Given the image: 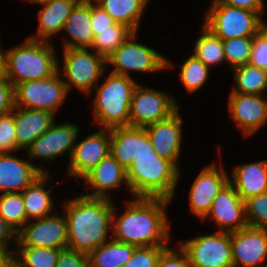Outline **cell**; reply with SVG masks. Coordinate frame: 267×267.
I'll return each mask as SVG.
<instances>
[{
	"instance_id": "obj_1",
	"label": "cell",
	"mask_w": 267,
	"mask_h": 267,
	"mask_svg": "<svg viewBox=\"0 0 267 267\" xmlns=\"http://www.w3.org/2000/svg\"><path fill=\"white\" fill-rule=\"evenodd\" d=\"M126 203L121 216L112 214L113 240L136 247L167 245L169 224L165 208L172 200L158 197H134Z\"/></svg>"
},
{
	"instance_id": "obj_2",
	"label": "cell",
	"mask_w": 267,
	"mask_h": 267,
	"mask_svg": "<svg viewBox=\"0 0 267 267\" xmlns=\"http://www.w3.org/2000/svg\"><path fill=\"white\" fill-rule=\"evenodd\" d=\"M67 248L89 254L107 242L112 229L113 204L110 198L77 196L66 201Z\"/></svg>"
},
{
	"instance_id": "obj_3",
	"label": "cell",
	"mask_w": 267,
	"mask_h": 267,
	"mask_svg": "<svg viewBox=\"0 0 267 267\" xmlns=\"http://www.w3.org/2000/svg\"><path fill=\"white\" fill-rule=\"evenodd\" d=\"M126 172L128 188L134 197L172 200L180 177L179 169L156 152H142Z\"/></svg>"
},
{
	"instance_id": "obj_4",
	"label": "cell",
	"mask_w": 267,
	"mask_h": 267,
	"mask_svg": "<svg viewBox=\"0 0 267 267\" xmlns=\"http://www.w3.org/2000/svg\"><path fill=\"white\" fill-rule=\"evenodd\" d=\"M50 41L28 38L26 42L4 51L6 78L15 87L19 83L54 75L59 62Z\"/></svg>"
},
{
	"instance_id": "obj_5",
	"label": "cell",
	"mask_w": 267,
	"mask_h": 267,
	"mask_svg": "<svg viewBox=\"0 0 267 267\" xmlns=\"http://www.w3.org/2000/svg\"><path fill=\"white\" fill-rule=\"evenodd\" d=\"M105 82L96 87L94 116L101 128L129 126L130 103L138 83L131 77L108 74Z\"/></svg>"
},
{
	"instance_id": "obj_6",
	"label": "cell",
	"mask_w": 267,
	"mask_h": 267,
	"mask_svg": "<svg viewBox=\"0 0 267 267\" xmlns=\"http://www.w3.org/2000/svg\"><path fill=\"white\" fill-rule=\"evenodd\" d=\"M262 18L256 11L213 0L204 25L221 40L254 37L261 30Z\"/></svg>"
},
{
	"instance_id": "obj_7",
	"label": "cell",
	"mask_w": 267,
	"mask_h": 267,
	"mask_svg": "<svg viewBox=\"0 0 267 267\" xmlns=\"http://www.w3.org/2000/svg\"><path fill=\"white\" fill-rule=\"evenodd\" d=\"M59 72L60 69L51 77L17 84L14 87L15 106L46 110L54 114L69 92L64 81L59 78Z\"/></svg>"
},
{
	"instance_id": "obj_8",
	"label": "cell",
	"mask_w": 267,
	"mask_h": 267,
	"mask_svg": "<svg viewBox=\"0 0 267 267\" xmlns=\"http://www.w3.org/2000/svg\"><path fill=\"white\" fill-rule=\"evenodd\" d=\"M63 80L68 91L75 86L83 93L89 95L93 86L98 85L97 80L105 72L107 60L97 54L89 52L87 48L63 49ZM66 76V77H65Z\"/></svg>"
},
{
	"instance_id": "obj_9",
	"label": "cell",
	"mask_w": 267,
	"mask_h": 267,
	"mask_svg": "<svg viewBox=\"0 0 267 267\" xmlns=\"http://www.w3.org/2000/svg\"><path fill=\"white\" fill-rule=\"evenodd\" d=\"M135 37L133 32L108 58L107 63L114 68L111 73L131 77L130 71L146 73L172 67L171 62L153 48L134 42Z\"/></svg>"
},
{
	"instance_id": "obj_10",
	"label": "cell",
	"mask_w": 267,
	"mask_h": 267,
	"mask_svg": "<svg viewBox=\"0 0 267 267\" xmlns=\"http://www.w3.org/2000/svg\"><path fill=\"white\" fill-rule=\"evenodd\" d=\"M178 110V104L165 92L137 86L130 103L129 125L144 128L168 119Z\"/></svg>"
},
{
	"instance_id": "obj_11",
	"label": "cell",
	"mask_w": 267,
	"mask_h": 267,
	"mask_svg": "<svg viewBox=\"0 0 267 267\" xmlns=\"http://www.w3.org/2000/svg\"><path fill=\"white\" fill-rule=\"evenodd\" d=\"M190 267H233L230 233L217 231L180 243Z\"/></svg>"
},
{
	"instance_id": "obj_12",
	"label": "cell",
	"mask_w": 267,
	"mask_h": 267,
	"mask_svg": "<svg viewBox=\"0 0 267 267\" xmlns=\"http://www.w3.org/2000/svg\"><path fill=\"white\" fill-rule=\"evenodd\" d=\"M28 221L17 232V246L46 247L63 250L67 248L66 216L49 215L37 222Z\"/></svg>"
},
{
	"instance_id": "obj_13",
	"label": "cell",
	"mask_w": 267,
	"mask_h": 267,
	"mask_svg": "<svg viewBox=\"0 0 267 267\" xmlns=\"http://www.w3.org/2000/svg\"><path fill=\"white\" fill-rule=\"evenodd\" d=\"M217 168L218 166L215 163L204 167L194 180L190 189V210L201 221L208 214L214 198L230 179V176L227 175L222 166Z\"/></svg>"
},
{
	"instance_id": "obj_14",
	"label": "cell",
	"mask_w": 267,
	"mask_h": 267,
	"mask_svg": "<svg viewBox=\"0 0 267 267\" xmlns=\"http://www.w3.org/2000/svg\"><path fill=\"white\" fill-rule=\"evenodd\" d=\"M210 217L220 227V232H234L248 226L244 200L228 182L214 198L211 208L203 219Z\"/></svg>"
},
{
	"instance_id": "obj_15",
	"label": "cell",
	"mask_w": 267,
	"mask_h": 267,
	"mask_svg": "<svg viewBox=\"0 0 267 267\" xmlns=\"http://www.w3.org/2000/svg\"><path fill=\"white\" fill-rule=\"evenodd\" d=\"M233 267H255L267 257V229L246 226L230 233Z\"/></svg>"
},
{
	"instance_id": "obj_16",
	"label": "cell",
	"mask_w": 267,
	"mask_h": 267,
	"mask_svg": "<svg viewBox=\"0 0 267 267\" xmlns=\"http://www.w3.org/2000/svg\"><path fill=\"white\" fill-rule=\"evenodd\" d=\"M109 154L110 129L101 128L99 132L89 134L87 138L75 144L67 168L68 174L82 179Z\"/></svg>"
},
{
	"instance_id": "obj_17",
	"label": "cell",
	"mask_w": 267,
	"mask_h": 267,
	"mask_svg": "<svg viewBox=\"0 0 267 267\" xmlns=\"http://www.w3.org/2000/svg\"><path fill=\"white\" fill-rule=\"evenodd\" d=\"M78 135L79 128L76 125L69 122L56 125L54 122L26 149L30 159L40 157V159L54 160L67 151L71 157Z\"/></svg>"
},
{
	"instance_id": "obj_18",
	"label": "cell",
	"mask_w": 267,
	"mask_h": 267,
	"mask_svg": "<svg viewBox=\"0 0 267 267\" xmlns=\"http://www.w3.org/2000/svg\"><path fill=\"white\" fill-rule=\"evenodd\" d=\"M142 152H155L144 128L129 125L110 129V153L126 170Z\"/></svg>"
},
{
	"instance_id": "obj_19",
	"label": "cell",
	"mask_w": 267,
	"mask_h": 267,
	"mask_svg": "<svg viewBox=\"0 0 267 267\" xmlns=\"http://www.w3.org/2000/svg\"><path fill=\"white\" fill-rule=\"evenodd\" d=\"M261 95L231 93L229 114L245 136L253 135L267 121V101Z\"/></svg>"
},
{
	"instance_id": "obj_20",
	"label": "cell",
	"mask_w": 267,
	"mask_h": 267,
	"mask_svg": "<svg viewBox=\"0 0 267 267\" xmlns=\"http://www.w3.org/2000/svg\"><path fill=\"white\" fill-rule=\"evenodd\" d=\"M183 120L177 111L166 120L144 127L155 152L171 161L178 169V158L181 151Z\"/></svg>"
},
{
	"instance_id": "obj_21",
	"label": "cell",
	"mask_w": 267,
	"mask_h": 267,
	"mask_svg": "<svg viewBox=\"0 0 267 267\" xmlns=\"http://www.w3.org/2000/svg\"><path fill=\"white\" fill-rule=\"evenodd\" d=\"M38 167L10 153H0V192H22L43 173H48Z\"/></svg>"
},
{
	"instance_id": "obj_22",
	"label": "cell",
	"mask_w": 267,
	"mask_h": 267,
	"mask_svg": "<svg viewBox=\"0 0 267 267\" xmlns=\"http://www.w3.org/2000/svg\"><path fill=\"white\" fill-rule=\"evenodd\" d=\"M82 179L92 189L87 197L110 198L108 190L115 189L124 184L128 186L126 169L111 155V153L101 160L91 171ZM123 180V181H122Z\"/></svg>"
},
{
	"instance_id": "obj_23",
	"label": "cell",
	"mask_w": 267,
	"mask_h": 267,
	"mask_svg": "<svg viewBox=\"0 0 267 267\" xmlns=\"http://www.w3.org/2000/svg\"><path fill=\"white\" fill-rule=\"evenodd\" d=\"M17 150L28 148L54 123V114L46 110L14 107Z\"/></svg>"
},
{
	"instance_id": "obj_24",
	"label": "cell",
	"mask_w": 267,
	"mask_h": 267,
	"mask_svg": "<svg viewBox=\"0 0 267 267\" xmlns=\"http://www.w3.org/2000/svg\"><path fill=\"white\" fill-rule=\"evenodd\" d=\"M73 40L64 39L63 48H92L91 0H81L68 16L64 28Z\"/></svg>"
},
{
	"instance_id": "obj_25",
	"label": "cell",
	"mask_w": 267,
	"mask_h": 267,
	"mask_svg": "<svg viewBox=\"0 0 267 267\" xmlns=\"http://www.w3.org/2000/svg\"><path fill=\"white\" fill-rule=\"evenodd\" d=\"M231 178L229 182L243 200L266 192L267 161L262 160L237 166L234 168Z\"/></svg>"
},
{
	"instance_id": "obj_26",
	"label": "cell",
	"mask_w": 267,
	"mask_h": 267,
	"mask_svg": "<svg viewBox=\"0 0 267 267\" xmlns=\"http://www.w3.org/2000/svg\"><path fill=\"white\" fill-rule=\"evenodd\" d=\"M80 1L54 0L53 2L42 5L44 8L38 13L39 27L37 35L30 36L29 38L49 41L48 38L63 30L68 16Z\"/></svg>"
},
{
	"instance_id": "obj_27",
	"label": "cell",
	"mask_w": 267,
	"mask_h": 267,
	"mask_svg": "<svg viewBox=\"0 0 267 267\" xmlns=\"http://www.w3.org/2000/svg\"><path fill=\"white\" fill-rule=\"evenodd\" d=\"M49 174L43 173L32 184L27 186L22 192L23 204L26 210L27 222L30 219H40L49 215L53 211V200L51 198V190L45 189Z\"/></svg>"
},
{
	"instance_id": "obj_28",
	"label": "cell",
	"mask_w": 267,
	"mask_h": 267,
	"mask_svg": "<svg viewBox=\"0 0 267 267\" xmlns=\"http://www.w3.org/2000/svg\"><path fill=\"white\" fill-rule=\"evenodd\" d=\"M116 23L123 24L137 33L142 13L149 0H95Z\"/></svg>"
},
{
	"instance_id": "obj_29",
	"label": "cell",
	"mask_w": 267,
	"mask_h": 267,
	"mask_svg": "<svg viewBox=\"0 0 267 267\" xmlns=\"http://www.w3.org/2000/svg\"><path fill=\"white\" fill-rule=\"evenodd\" d=\"M136 246L115 240L104 242L88 254L89 267H123Z\"/></svg>"
},
{
	"instance_id": "obj_30",
	"label": "cell",
	"mask_w": 267,
	"mask_h": 267,
	"mask_svg": "<svg viewBox=\"0 0 267 267\" xmlns=\"http://www.w3.org/2000/svg\"><path fill=\"white\" fill-rule=\"evenodd\" d=\"M235 87L231 93L261 95L267 88V71L250 64L233 68Z\"/></svg>"
},
{
	"instance_id": "obj_31",
	"label": "cell",
	"mask_w": 267,
	"mask_h": 267,
	"mask_svg": "<svg viewBox=\"0 0 267 267\" xmlns=\"http://www.w3.org/2000/svg\"><path fill=\"white\" fill-rule=\"evenodd\" d=\"M14 261L20 267H56L61 250L46 247L16 246ZM19 255V256H18Z\"/></svg>"
},
{
	"instance_id": "obj_32",
	"label": "cell",
	"mask_w": 267,
	"mask_h": 267,
	"mask_svg": "<svg viewBox=\"0 0 267 267\" xmlns=\"http://www.w3.org/2000/svg\"><path fill=\"white\" fill-rule=\"evenodd\" d=\"M201 31L203 35L196 41L193 55L210 68L225 60L223 40L217 37L204 24Z\"/></svg>"
},
{
	"instance_id": "obj_33",
	"label": "cell",
	"mask_w": 267,
	"mask_h": 267,
	"mask_svg": "<svg viewBox=\"0 0 267 267\" xmlns=\"http://www.w3.org/2000/svg\"><path fill=\"white\" fill-rule=\"evenodd\" d=\"M131 34L133 31L120 23L113 25V29L97 30L92 46L93 51L108 60Z\"/></svg>"
},
{
	"instance_id": "obj_34",
	"label": "cell",
	"mask_w": 267,
	"mask_h": 267,
	"mask_svg": "<svg viewBox=\"0 0 267 267\" xmlns=\"http://www.w3.org/2000/svg\"><path fill=\"white\" fill-rule=\"evenodd\" d=\"M0 216L17 232L27 223L21 192L0 195Z\"/></svg>"
},
{
	"instance_id": "obj_35",
	"label": "cell",
	"mask_w": 267,
	"mask_h": 267,
	"mask_svg": "<svg viewBox=\"0 0 267 267\" xmlns=\"http://www.w3.org/2000/svg\"><path fill=\"white\" fill-rule=\"evenodd\" d=\"M209 67L194 55H191L182 64L180 69V79L188 93L198 90L208 79Z\"/></svg>"
},
{
	"instance_id": "obj_36",
	"label": "cell",
	"mask_w": 267,
	"mask_h": 267,
	"mask_svg": "<svg viewBox=\"0 0 267 267\" xmlns=\"http://www.w3.org/2000/svg\"><path fill=\"white\" fill-rule=\"evenodd\" d=\"M253 37H240L223 40L225 61L236 68L248 64L252 51Z\"/></svg>"
},
{
	"instance_id": "obj_37",
	"label": "cell",
	"mask_w": 267,
	"mask_h": 267,
	"mask_svg": "<svg viewBox=\"0 0 267 267\" xmlns=\"http://www.w3.org/2000/svg\"><path fill=\"white\" fill-rule=\"evenodd\" d=\"M248 226L267 229V191L244 200Z\"/></svg>"
},
{
	"instance_id": "obj_38",
	"label": "cell",
	"mask_w": 267,
	"mask_h": 267,
	"mask_svg": "<svg viewBox=\"0 0 267 267\" xmlns=\"http://www.w3.org/2000/svg\"><path fill=\"white\" fill-rule=\"evenodd\" d=\"M167 245L136 247L131 259L123 267H156Z\"/></svg>"
},
{
	"instance_id": "obj_39",
	"label": "cell",
	"mask_w": 267,
	"mask_h": 267,
	"mask_svg": "<svg viewBox=\"0 0 267 267\" xmlns=\"http://www.w3.org/2000/svg\"><path fill=\"white\" fill-rule=\"evenodd\" d=\"M17 150L15 121L13 112L0 115V153Z\"/></svg>"
},
{
	"instance_id": "obj_40",
	"label": "cell",
	"mask_w": 267,
	"mask_h": 267,
	"mask_svg": "<svg viewBox=\"0 0 267 267\" xmlns=\"http://www.w3.org/2000/svg\"><path fill=\"white\" fill-rule=\"evenodd\" d=\"M248 64L267 71V36L262 30L253 37Z\"/></svg>"
},
{
	"instance_id": "obj_41",
	"label": "cell",
	"mask_w": 267,
	"mask_h": 267,
	"mask_svg": "<svg viewBox=\"0 0 267 267\" xmlns=\"http://www.w3.org/2000/svg\"><path fill=\"white\" fill-rule=\"evenodd\" d=\"M178 248L177 252L167 247L161 253L156 267H190V262L186 253L180 248V246Z\"/></svg>"
},
{
	"instance_id": "obj_42",
	"label": "cell",
	"mask_w": 267,
	"mask_h": 267,
	"mask_svg": "<svg viewBox=\"0 0 267 267\" xmlns=\"http://www.w3.org/2000/svg\"><path fill=\"white\" fill-rule=\"evenodd\" d=\"M56 267H89L88 255L69 248L63 249L59 253Z\"/></svg>"
},
{
	"instance_id": "obj_43",
	"label": "cell",
	"mask_w": 267,
	"mask_h": 267,
	"mask_svg": "<svg viewBox=\"0 0 267 267\" xmlns=\"http://www.w3.org/2000/svg\"><path fill=\"white\" fill-rule=\"evenodd\" d=\"M115 24L114 19L91 0V26L94 35L97 34V30L113 29V25Z\"/></svg>"
},
{
	"instance_id": "obj_44",
	"label": "cell",
	"mask_w": 267,
	"mask_h": 267,
	"mask_svg": "<svg viewBox=\"0 0 267 267\" xmlns=\"http://www.w3.org/2000/svg\"><path fill=\"white\" fill-rule=\"evenodd\" d=\"M14 107V86L7 78L0 79V115L11 112Z\"/></svg>"
},
{
	"instance_id": "obj_45",
	"label": "cell",
	"mask_w": 267,
	"mask_h": 267,
	"mask_svg": "<svg viewBox=\"0 0 267 267\" xmlns=\"http://www.w3.org/2000/svg\"><path fill=\"white\" fill-rule=\"evenodd\" d=\"M220 3L256 11L263 16L264 0H217Z\"/></svg>"
},
{
	"instance_id": "obj_46",
	"label": "cell",
	"mask_w": 267,
	"mask_h": 267,
	"mask_svg": "<svg viewBox=\"0 0 267 267\" xmlns=\"http://www.w3.org/2000/svg\"><path fill=\"white\" fill-rule=\"evenodd\" d=\"M17 243V231L0 216V248L9 249V241Z\"/></svg>"
},
{
	"instance_id": "obj_47",
	"label": "cell",
	"mask_w": 267,
	"mask_h": 267,
	"mask_svg": "<svg viewBox=\"0 0 267 267\" xmlns=\"http://www.w3.org/2000/svg\"><path fill=\"white\" fill-rule=\"evenodd\" d=\"M14 252L9 249L0 248V267H10L14 262Z\"/></svg>"
},
{
	"instance_id": "obj_48",
	"label": "cell",
	"mask_w": 267,
	"mask_h": 267,
	"mask_svg": "<svg viewBox=\"0 0 267 267\" xmlns=\"http://www.w3.org/2000/svg\"><path fill=\"white\" fill-rule=\"evenodd\" d=\"M6 78L5 54L0 47V79Z\"/></svg>"
},
{
	"instance_id": "obj_49",
	"label": "cell",
	"mask_w": 267,
	"mask_h": 267,
	"mask_svg": "<svg viewBox=\"0 0 267 267\" xmlns=\"http://www.w3.org/2000/svg\"><path fill=\"white\" fill-rule=\"evenodd\" d=\"M26 1H30V2L35 3V4L38 3V4H41V5H44V4L53 2L54 0H26Z\"/></svg>"
},
{
	"instance_id": "obj_50",
	"label": "cell",
	"mask_w": 267,
	"mask_h": 267,
	"mask_svg": "<svg viewBox=\"0 0 267 267\" xmlns=\"http://www.w3.org/2000/svg\"><path fill=\"white\" fill-rule=\"evenodd\" d=\"M261 30L265 33L267 36V24L263 20L261 21Z\"/></svg>"
},
{
	"instance_id": "obj_51",
	"label": "cell",
	"mask_w": 267,
	"mask_h": 267,
	"mask_svg": "<svg viewBox=\"0 0 267 267\" xmlns=\"http://www.w3.org/2000/svg\"><path fill=\"white\" fill-rule=\"evenodd\" d=\"M10 267H20L15 261L10 265Z\"/></svg>"
}]
</instances>
